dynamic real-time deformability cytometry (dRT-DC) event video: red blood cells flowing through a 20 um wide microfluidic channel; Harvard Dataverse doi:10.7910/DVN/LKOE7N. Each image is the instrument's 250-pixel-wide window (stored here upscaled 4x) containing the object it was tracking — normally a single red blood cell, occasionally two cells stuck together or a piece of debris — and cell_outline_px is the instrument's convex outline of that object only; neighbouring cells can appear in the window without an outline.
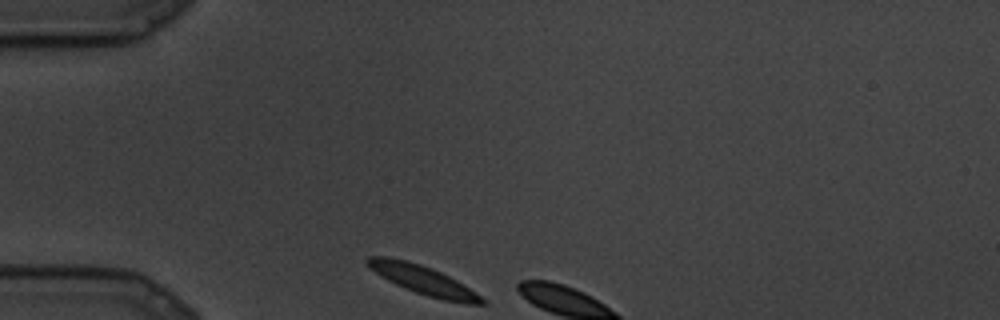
{"species": "common noctule bat (a hibernating species)", "species_latin": "Nyctalus noctula", "temperature_condition": "cold", "stored_images_in_passage": 4, "camera_frame_rate_fps": 3000, "um_per_image_px": 0.085, "animal": {"sex": "male", "body_mass_g": 19.5, "forearm_length_mm": 54.6}, "frame": {"image": 1, "passage_image": 1, "time_ms": 0.0, "image_size_px": [1000, 320], "cell_outline_px": [[488, 304], [464, 304], [444, 300], [428, 296], [416, 292], [396, 284], [388, 280], [368, 268], [364, 260], [368, 256], [388, 256], [408, 260], [432, 268], [456, 280], [476, 292], [488, 300]], "centroid_in_image_um": [35.98, 23.8], "position_along_channel_um": 49.0, "area_um2": 19.42}}